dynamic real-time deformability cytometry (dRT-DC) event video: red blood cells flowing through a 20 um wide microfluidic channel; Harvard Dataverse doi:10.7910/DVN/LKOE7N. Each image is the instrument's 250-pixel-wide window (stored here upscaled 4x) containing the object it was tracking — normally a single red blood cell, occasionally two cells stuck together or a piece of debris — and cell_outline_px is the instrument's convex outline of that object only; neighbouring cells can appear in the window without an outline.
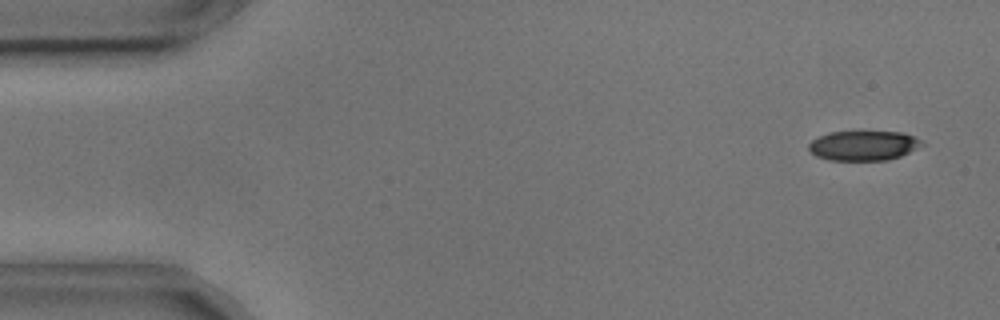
{"species": "common noctule bat (a hibernating species)", "species_latin": "Nyctalus noctula", "temperature_condition": "cold", "stored_images_in_passage": 55, "camera_frame_rate_fps": 3000, "um_per_image_px": 0.085, "animal": {"sex": "male", "body_mass_g": 17.9, "forearm_length_mm": 54.2}, "frame": {"image": 1, "passage_image": 3, "time_ms": 0.667, "image_size_px": [1000, 320], "cell_outline_px": [[924, 144], [900, 156], [888, 160], [828, 160], [816, 156], [808, 152], [808, 144], [812, 140], [828, 132], [856, 128], [904, 132], [916, 136]], "centroid_in_image_um": [73.36, 12.31], "position_along_channel_um": 11.6, "area_um2": 20.75}}
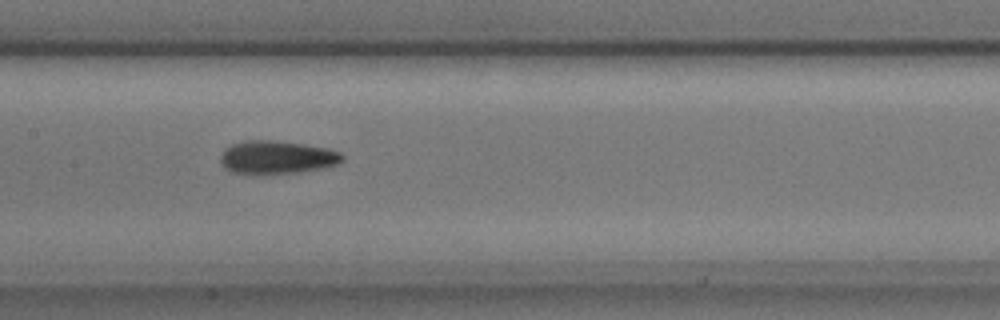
{"frame": {"image": 2, "passage_image": 26, "time_ms": 8.333, "image_size_px": [1000, 320], "cell_outline_px": [[344, 160], [336, 164], [320, 168], [300, 172], [232, 172], [224, 168], [220, 160], [220, 156], [224, 148], [232, 144], [248, 140], [272, 140], [304, 144], [328, 148], [340, 152], [344, 156]], "centroid_in_image_um": [23.54, 13.34], "position_along_channel_um": 183.9, "area_um2": 23.06}}
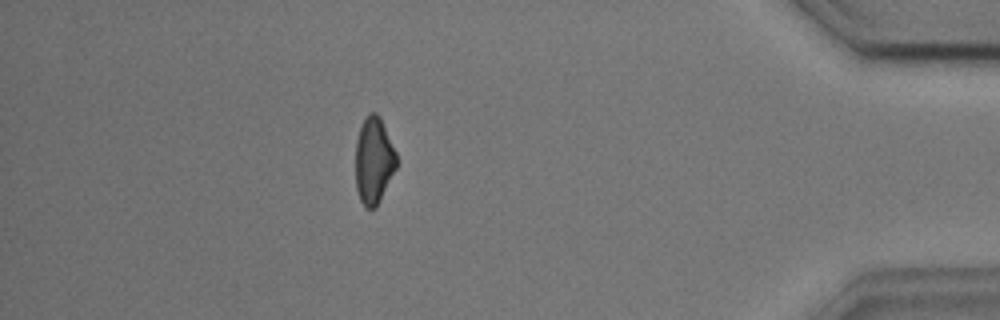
{"frame": {"image": 3, "passage_image": 48, "time_ms": 15.667, "image_size_px": [1000, 320], "cell_outline_px": [[396, 168], [376, 208], [364, 208], [360, 200], [356, 188], [356, 140], [360, 128], [368, 112], [376, 112], [380, 116], [396, 152]], "centroid_in_image_um": [31.76, 13.65], "position_along_channel_um": 403.4, "area_um2": 20.63}, "authors_computed_cell_mechanics": {"area_um2": 21.964, "velocity_mm_per_s": 3.6429, "shape_relaxation_time_tau1_ms": 3.2762, "shape_relaxation_time_tau2_ms": 5.0047, "deformation_change_tau1": 0.1199, "deformation_change_tau2": 0.129}}